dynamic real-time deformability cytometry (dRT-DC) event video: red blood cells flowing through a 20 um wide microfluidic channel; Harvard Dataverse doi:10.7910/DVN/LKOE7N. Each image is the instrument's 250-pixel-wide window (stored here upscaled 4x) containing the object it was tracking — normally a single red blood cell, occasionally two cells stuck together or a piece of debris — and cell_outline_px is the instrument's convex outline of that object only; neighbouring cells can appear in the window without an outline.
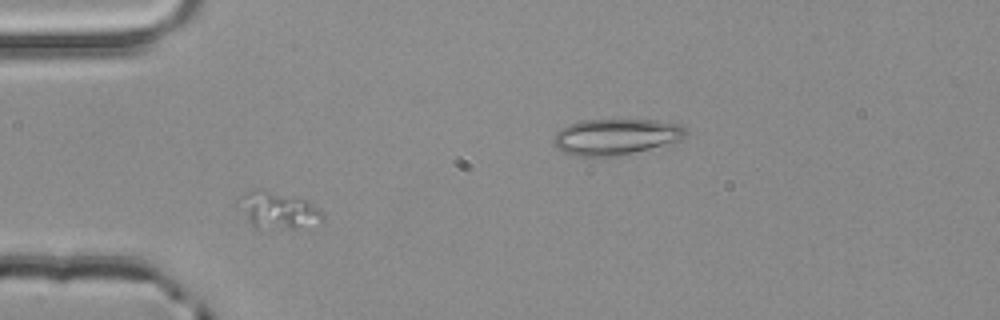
{"species": "common noctule bat (a hibernating species)", "species_latin": "Nyctalus noctula", "temperature_condition": "room temperature", "stored_images_in_passage": 3, "camera_frame_rate_fps": 3000, "um_per_image_px": 0.085, "animal": {"sex": "male", "body_mass_g": 20.4}, "frame": {"image": 1, "passage_image": 1, "time_ms": 0.0, "image_size_px": [1000, 320], "cell_outline_px": [[324, 220], [292, 228], [256, 228], [248, 220], [236, 200], [240, 196], [256, 188], [264, 188], [308, 200], [320, 208], [324, 212]], "centroid_in_image_um": [23.64, 17.82], "position_along_channel_um": 61.4, "area_um2": 18.03}}
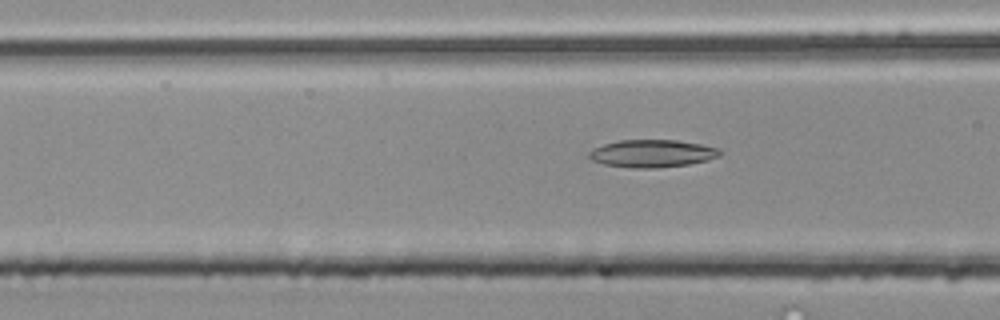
{"frame": {"image": 2, "passage_image": 3, "time_ms": 0.667, "image_size_px": [1000, 320], "cell_outline_px": [[720, 156], [708, 160], [688, 164], [656, 168], [636, 168], [604, 164], [592, 160], [588, 156], [588, 152], [604, 144], [620, 140], [676, 140], [700, 144], [716, 148], [720, 152]], "centroid_in_image_um": [55.42, 13.05], "position_along_channel_um": 111.2, "area_um2": 20.75}}